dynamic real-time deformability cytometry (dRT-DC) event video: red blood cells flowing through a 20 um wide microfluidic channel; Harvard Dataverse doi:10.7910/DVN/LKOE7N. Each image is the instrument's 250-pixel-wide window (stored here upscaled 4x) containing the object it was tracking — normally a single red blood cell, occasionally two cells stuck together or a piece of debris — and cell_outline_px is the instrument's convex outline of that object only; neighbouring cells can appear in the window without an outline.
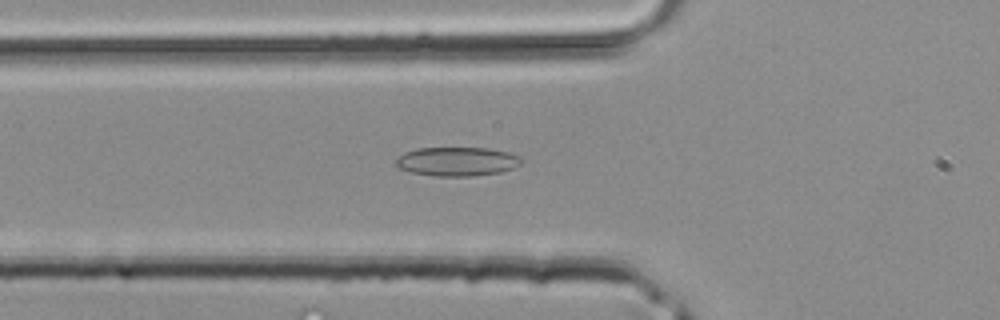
{"species": "common noctule bat (a hibernating species)", "species_latin": "Nyctalus noctula", "temperature_condition": "room temperature", "stored_images_in_passage": 30, "camera_frame_rate_fps": 3000, "um_per_image_px": 0.085, "animal": {"sex": "male", "body_mass_g": 20.4}, "frame": {"image": 1, "passage_image": 5, "time_ms": 1.333, "image_size_px": [1000, 320], "cell_outline_px": [[524, 160], [520, 164], [512, 168], [500, 172], [472, 176], [436, 176], [412, 172], [396, 168], [392, 164], [404, 152], [416, 148], [488, 148], [508, 152], [520, 156]], "centroid_in_image_um": [38.82, 13.72], "position_along_channel_um": 87.0, "area_um2": 21.33}}
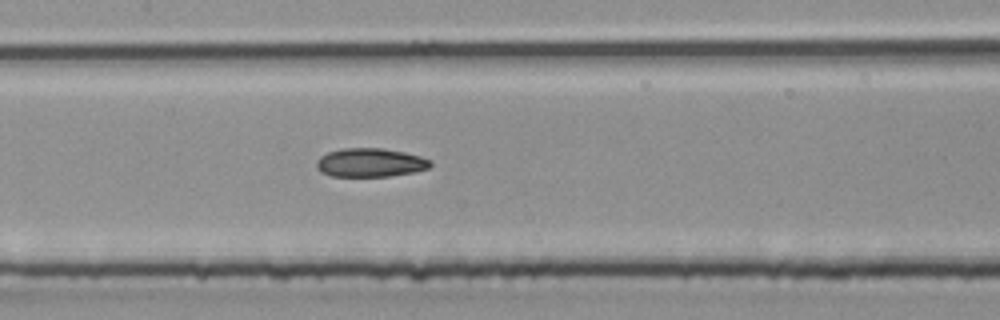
{"frame": {"image": 2, "passage_image": 10, "time_ms": 3.0, "image_size_px": [1000, 320], "cell_outline_px": [[432, 164], [428, 168], [416, 172], [388, 176], [332, 176], [320, 172], [316, 168], [316, 160], [320, 156], [328, 152], [344, 148], [384, 148], [404, 152], [420, 156], [432, 160]], "centroid_in_image_um": [31.47, 13.82], "position_along_channel_um": 175.9, "area_um2": 19.19}}
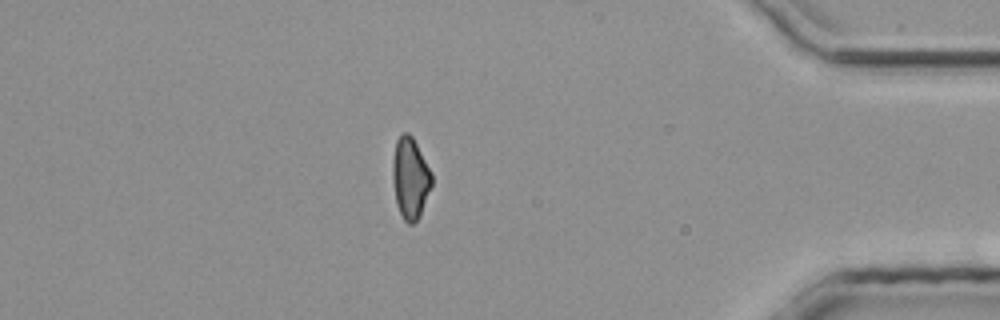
{"frame": {"image": 3, "passage_image": 25, "time_ms": 8.0, "image_size_px": [1000, 320], "cell_outline_px": [[432, 184], [420, 216], [412, 224], [408, 224], [404, 220], [400, 212], [396, 200], [392, 180], [392, 160], [396, 140], [404, 132], [408, 132], [412, 136], [432, 176]], "centroid_in_image_um": [34.85, 15.15], "position_along_channel_um": 400.4, "area_um2": 18.21}}